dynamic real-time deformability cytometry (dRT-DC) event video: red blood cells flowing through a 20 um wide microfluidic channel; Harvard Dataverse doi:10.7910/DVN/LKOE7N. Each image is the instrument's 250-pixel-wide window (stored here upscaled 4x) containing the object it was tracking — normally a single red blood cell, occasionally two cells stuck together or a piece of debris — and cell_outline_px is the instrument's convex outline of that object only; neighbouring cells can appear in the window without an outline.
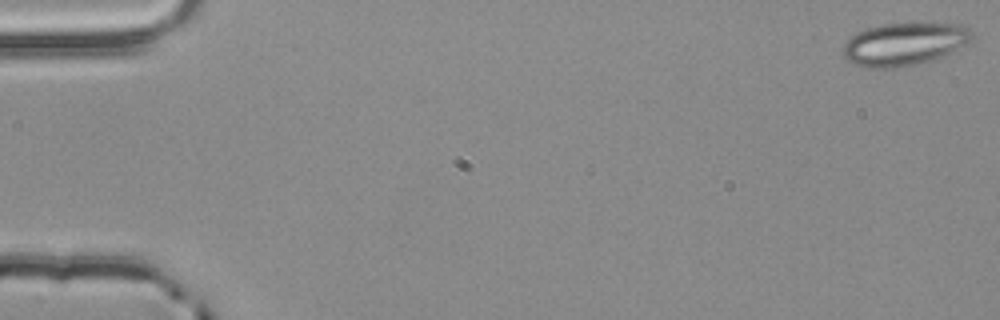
{"species": "common noctule bat (a hibernating species)", "species_latin": "Nyctalus noctula", "temperature_condition": "room temperature", "stored_images_in_passage": 54, "camera_frame_rate_fps": 3000, "um_per_image_px": 0.085, "animal": {"sex": "male", "body_mass_g": 20.4}, "frame": {"image": 1, "passage_image": 1, "time_ms": 0.0, "image_size_px": [1000, 320], "cell_outline_px": [[976, 36], [972, 44], [936, 60], [892, 68], [868, 68], [852, 64], [844, 56], [844, 44], [856, 32], [868, 28], [884, 24], [960, 24], [968, 28]], "centroid_in_image_um": [76.96, 3.76], "position_along_channel_um": 8.0, "area_um2": 32.48}}
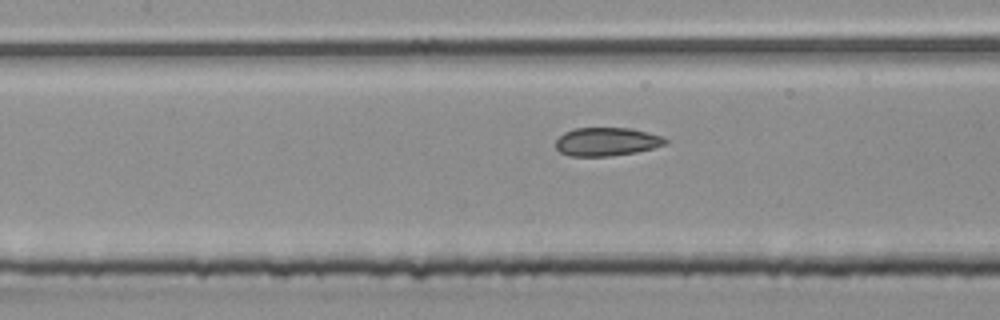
{"frame": {"image": 2, "passage_image": 25, "time_ms": 8.0, "image_size_px": [1000, 320], "cell_outline_px": [[668, 144], [636, 152], [608, 156], [568, 156], [560, 152], [556, 148], [556, 140], [564, 132], [572, 128], [632, 128], [664, 136], [668, 140]], "centroid_in_image_um": [51.58, 12.04], "position_along_channel_um": 155.8, "area_um2": 18.32}}
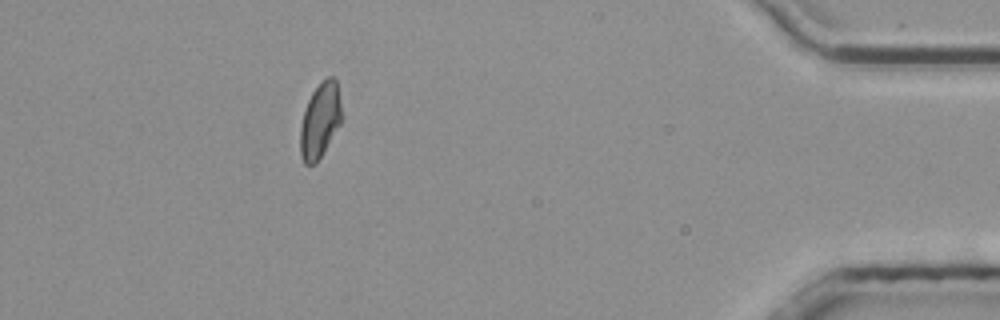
{"frame": {"image": 3, "passage_image": 49, "time_ms": 16.0, "image_size_px": [1000, 320], "cell_outline_px": [[340, 124], [316, 164], [304, 164], [300, 156], [300, 128], [304, 108], [312, 92], [328, 76], [332, 76], [336, 80], [340, 100]], "centroid_in_image_um": [27.17, 10.26], "position_along_channel_um": 408.0, "area_um2": 17.86}, "authors_computed_cell_mechanics": {"area_um2": 18.785, "velocity_mm_per_s": 3.8514, "shape_relaxation_time_tau1_ms": 9.3279, "shape_relaxation_time_tau2_ms": 1.2787, "deformation_change_tau1": 0.1517, "deformation_change_tau2": 0.0742}}